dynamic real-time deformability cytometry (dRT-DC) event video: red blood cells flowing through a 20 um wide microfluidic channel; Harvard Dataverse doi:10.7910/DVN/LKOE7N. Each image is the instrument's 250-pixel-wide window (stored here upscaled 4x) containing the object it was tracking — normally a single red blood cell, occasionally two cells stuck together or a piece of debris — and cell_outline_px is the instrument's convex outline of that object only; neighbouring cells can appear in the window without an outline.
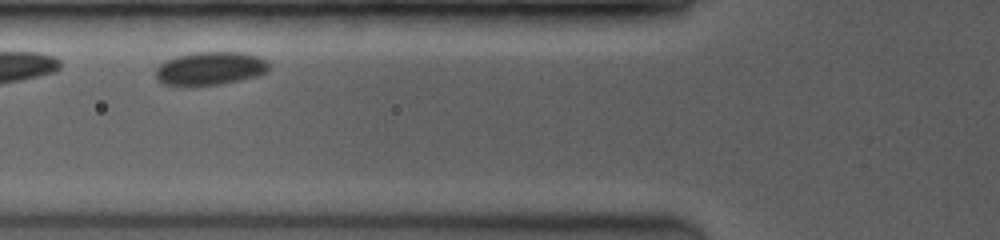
{"species": "common noctule bat (a hibernating species)", "species_latin": "Nyctalus noctula", "temperature_condition": "room temperature", "stored_images_in_passage": 22, "camera_frame_rate_fps": 3500, "um_per_image_px": 0.085, "animal": {"sex": "female", "body_mass_g": 19.0, "forearm_length_mm": 53.3}, "frame": {"image": 1, "passage_image": 4, "time_ms": 1.429, "image_size_px": [1000, 240], "cell_outline_px": [[268, 68], [264, 72], [256, 76], [240, 80], [220, 84], [192, 88], [184, 88], [164, 84], [156, 76], [156, 68], [164, 60], [176, 56], [196, 52], [240, 52], [260, 56], [268, 64]], "centroid_in_image_um": [17.8, 5.85], "position_along_channel_um": 108.0, "area_um2": 22.37}}
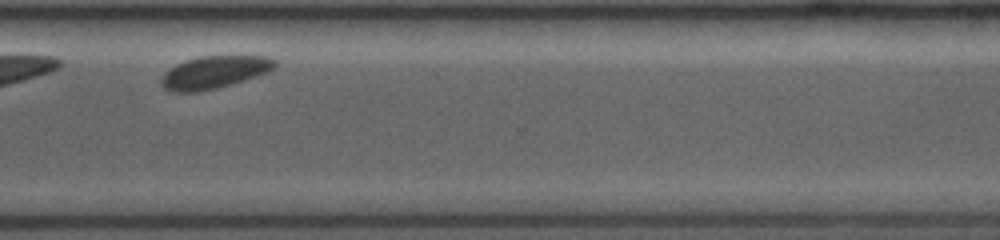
{"frame": {"image": 2, "passage_image": 19, "time_ms": 8.0, "image_size_px": [1000, 240], "cell_outline_px": [[276, 64], [272, 68], [256, 76], [244, 80], [216, 88], [196, 92], [176, 92], [164, 88], [160, 84], [160, 80], [164, 72], [176, 64], [184, 60], [200, 56], [268, 56], [276, 60]], "centroid_in_image_um": [18.15, 6.13], "position_along_channel_um": 352.4, "area_um2": 21.33}}
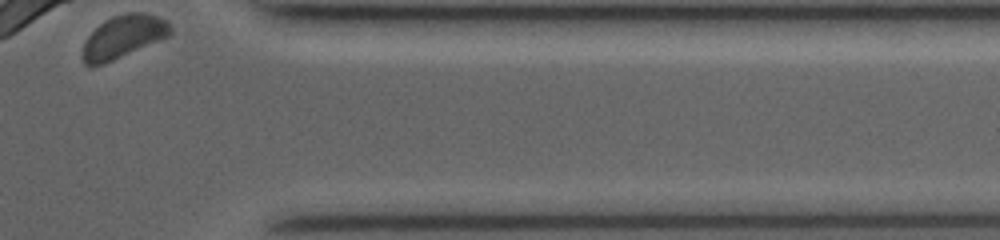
{"frame": {"image": 3, "passage_image": 22, "time_ms": 9.429, "image_size_px": [1000, 240], "cell_outline_px": [[172, 32], [168, 36], [104, 64], [84, 64], [84, 44], [88, 36], [104, 20], [112, 16], [128, 12], [144, 12], [156, 16], [164, 20], [172, 28]], "centroid_in_image_um": [10.5, 3.09], "position_along_channel_um": 400.9, "area_um2": 21.27}}